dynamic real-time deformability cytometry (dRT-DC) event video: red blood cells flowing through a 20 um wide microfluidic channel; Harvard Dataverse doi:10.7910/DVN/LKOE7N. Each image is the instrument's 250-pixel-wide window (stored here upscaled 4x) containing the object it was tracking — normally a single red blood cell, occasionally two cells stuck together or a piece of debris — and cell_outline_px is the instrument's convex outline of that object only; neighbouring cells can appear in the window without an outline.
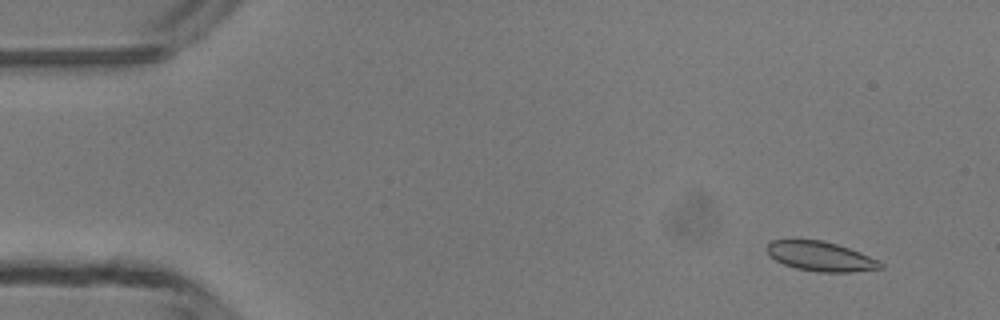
{"species": "common noctule bat (a hibernating species)", "species_latin": "Nyctalus noctula", "temperature_condition": "room temperature", "stored_images_in_passage": 5, "segment_of_instrument_passage": [2, 2], "camera_frame_rate_fps": 3000, "um_per_image_px": 0.085, "animal": {"sex": "male", "body_mass_g": 13.3}, "frame": {"image": 1, "passage_image": 5, "time_ms": 5.667, "image_size_px": [1000, 320], "cell_outline_px": [[884, 268], [852, 272], [816, 272], [796, 268], [784, 264], [776, 260], [768, 252], [768, 244], [772, 240], [824, 240], [860, 252], [880, 260], [884, 264]], "centroid_in_image_um": [69.82, 21.8], "position_along_channel_um": 15.2, "area_um2": 19.48}}